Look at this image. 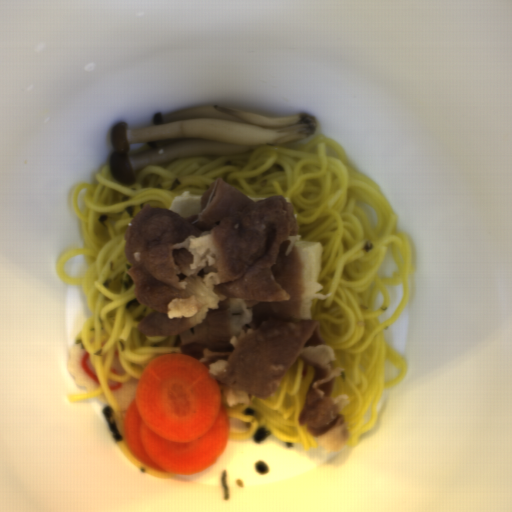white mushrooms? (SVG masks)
Returning a JSON list of instances; mask_svg holds the SVG:
<instances>
[{
    "instance_id": "1e6be865",
    "label": "white mushrooms",
    "mask_w": 512,
    "mask_h": 512,
    "mask_svg": "<svg viewBox=\"0 0 512 512\" xmlns=\"http://www.w3.org/2000/svg\"><path fill=\"white\" fill-rule=\"evenodd\" d=\"M310 114L270 117L220 104L191 106L164 116L155 113L153 125L131 129L118 122L110 130L113 151L108 168L122 184L136 182V173L148 165L186 156H231L263 146L287 145L315 133ZM150 143L151 149L128 156L130 143Z\"/></svg>"
}]
</instances>
